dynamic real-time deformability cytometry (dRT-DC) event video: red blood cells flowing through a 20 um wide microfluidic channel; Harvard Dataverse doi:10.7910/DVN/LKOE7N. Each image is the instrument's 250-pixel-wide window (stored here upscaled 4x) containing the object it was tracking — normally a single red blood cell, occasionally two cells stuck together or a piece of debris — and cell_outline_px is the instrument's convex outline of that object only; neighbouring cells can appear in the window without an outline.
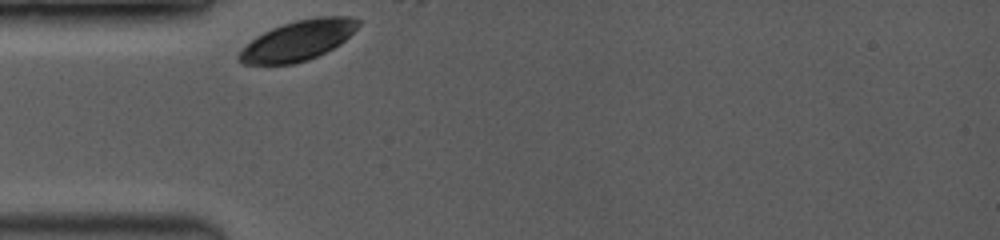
{"species": "common noctule bat (a hibernating species)", "species_latin": "Nyctalus noctula", "temperature_condition": "room temperature", "stored_images_in_passage": 4, "camera_frame_rate_fps": 3500, "um_per_image_px": 0.085, "animal": {"sex": "female", "body_mass_g": 19.0, "forearm_length_mm": 53.3}, "frame": {"image": 1, "passage_image": 1, "time_ms": 0.0, "image_size_px": [1000, 240], "cell_outline_px": [[360, 24], [340, 44], [308, 60], [292, 64], [244, 64], [236, 60], [236, 56], [256, 36], [272, 28], [296, 20], [320, 16], [352, 16], [360, 20]], "centroid_in_image_um": [25.33, 3.44], "position_along_channel_um": 59.7, "area_um2": 27.51}}